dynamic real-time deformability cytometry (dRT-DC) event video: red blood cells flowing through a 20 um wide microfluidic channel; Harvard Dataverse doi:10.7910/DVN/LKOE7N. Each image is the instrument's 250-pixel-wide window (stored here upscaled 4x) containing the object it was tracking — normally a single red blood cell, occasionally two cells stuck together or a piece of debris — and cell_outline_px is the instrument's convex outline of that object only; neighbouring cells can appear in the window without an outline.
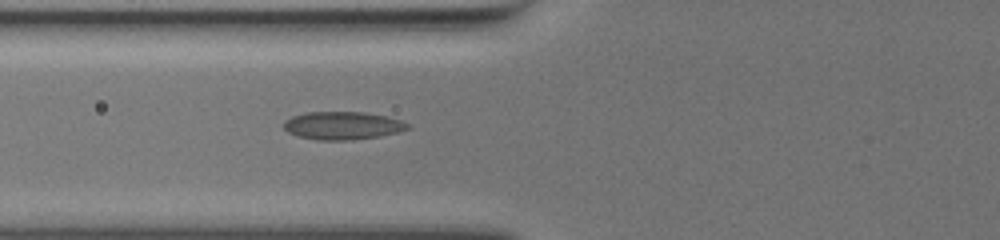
{"species": "common noctule bat (a hibernating species)", "species_latin": "Nyctalus noctula", "temperature_condition": "warm", "stored_images_in_passage": 37, "camera_frame_rate_fps": 3000, "um_per_image_px": 0.085, "animal": {"sex": "female", "body_mass_g": 19.5, "forearm_length_mm": 54.1}, "frame": {"image": 1, "passage_image": 6, "time_ms": 1.667, "image_size_px": [1000, 240], "cell_outline_px": [[412, 128], [400, 132], [380, 136], [352, 140], [316, 140], [300, 136], [288, 132], [284, 128], [284, 120], [292, 116], [308, 112], [364, 112], [384, 116], [400, 120], [408, 124]], "centroid_in_image_um": [29.14, 10.68], "position_along_channel_um": 96.7, "area_um2": 20.17}}
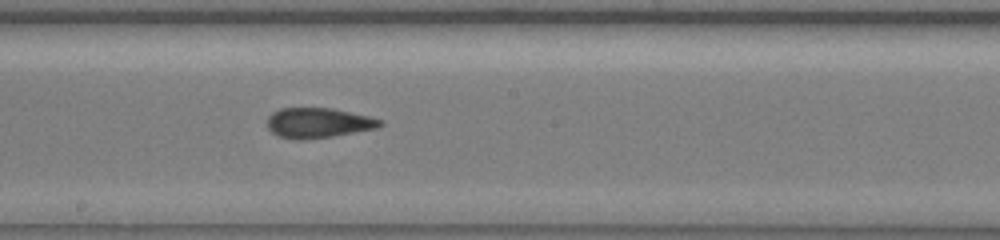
{"frame": {"image": 2, "passage_image": 16, "time_ms": 5.0, "image_size_px": [1000, 240], "cell_outline_px": [[384, 124], [376, 128], [332, 136], [304, 140], [292, 140], [280, 136], [272, 132], [268, 128], [268, 116], [272, 112], [280, 108], [332, 108], [368, 116], [380, 120]], "centroid_in_image_um": [27.01, 10.44], "position_along_channel_um": 221.2, "area_um2": 19.65}}
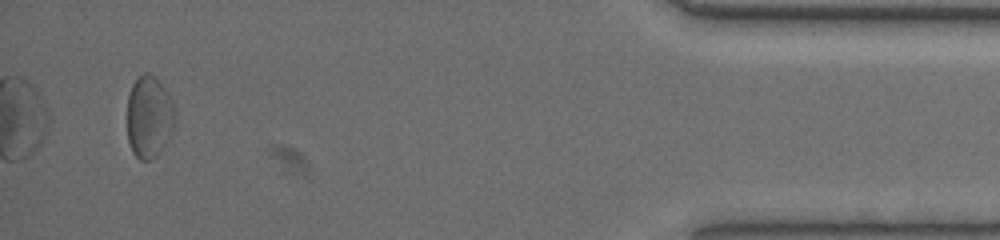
{"frame": {"image": 3, "passage_image": 37, "time_ms": 12.0, "image_size_px": [1000, 240], "cell_outline_px": [[176, 116], [172, 128], [164, 144], [156, 156], [152, 160], [140, 160], [132, 152], [128, 140], [128, 96], [132, 84], [144, 72], [148, 72], [156, 76], [164, 88], [172, 104]], "centroid_in_image_um": [12.65, 9.92], "position_along_channel_um": 422.6, "area_um2": 22.54}, "authors_computed_cell_mechanics": {"area_um2": 19.652, "velocity_mm_per_s": 3.7277, "shape_relaxation_time_tau1_ms": 6.5226, "shape_relaxation_time_tau2_ms": 2.5007, "deformation_change_tau1": 0.1239, "deformation_change_tau2": 0.118}}